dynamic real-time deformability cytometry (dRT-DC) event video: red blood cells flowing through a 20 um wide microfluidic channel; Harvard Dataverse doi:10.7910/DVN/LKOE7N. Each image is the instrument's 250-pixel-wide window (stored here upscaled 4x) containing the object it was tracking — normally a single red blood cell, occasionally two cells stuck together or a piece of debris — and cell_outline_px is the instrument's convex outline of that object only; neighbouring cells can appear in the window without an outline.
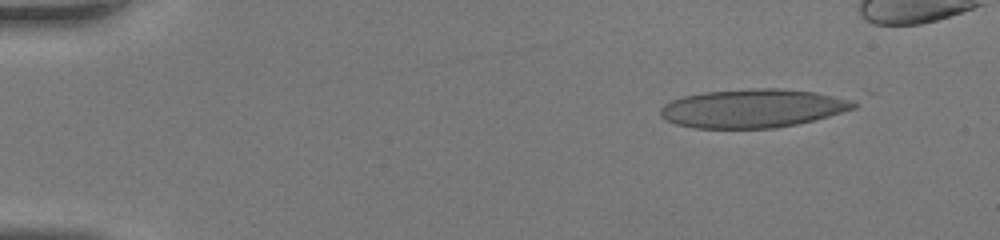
{"species": "human", "species_latin": "Homo sapiens", "temperature_condition": "room temperature", "stored_images_in_passage": 42, "camera_frame_rate_fps": 3000, "um_per_image_px": 0.085, "donor": {"sex": "female"}, "frame": {"image": 1, "passage_image": 5, "time_ms": 1.333, "image_size_px": [1000, 240], "cell_outline_px": [[876, 92], [856, 108], [816, 120], [776, 128], [692, 128], [676, 124], [664, 120], [660, 116], [660, 108], [664, 104], [672, 100], [684, 96], [704, 92], [752, 88], [864, 88]], "centroid_in_image_um": [64.7, 9.09], "position_along_channel_um": 20.3, "area_um2": 48.21}}
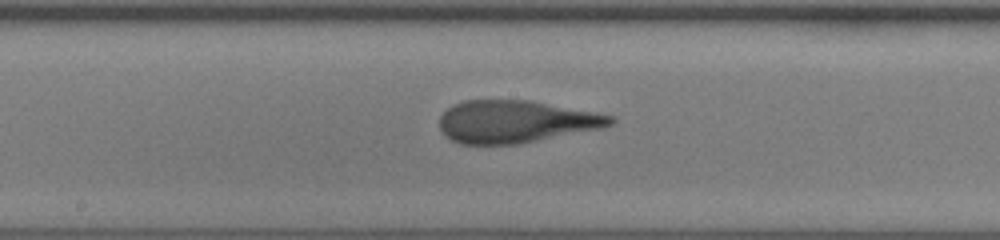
{"frame": {"image": 2, "passage_image": 25, "time_ms": 8.0, "image_size_px": [1000, 240], "cell_outline_px": [[616, 120], [612, 124], [604, 128], [516, 144], [460, 144], [444, 136], [440, 132], [440, 116], [448, 108], [464, 100], [528, 100], [592, 112], [612, 116]], "centroid_in_image_um": [43.8, 10.35], "position_along_channel_um": 204.4, "area_um2": 41.96}}
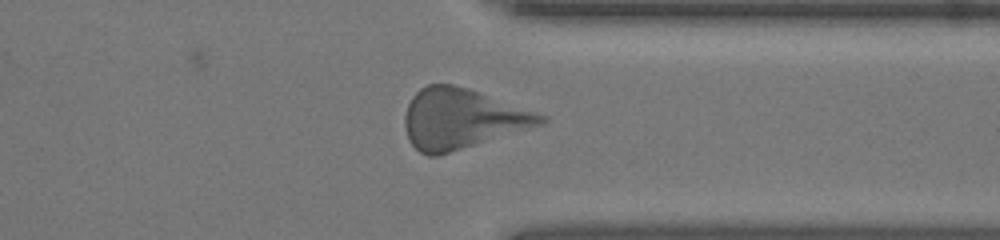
{"frame": {"image": 3, "passage_image": 36, "time_ms": 11.667, "image_size_px": [1000, 240], "cell_outline_px": [[548, 120], [544, 124], [440, 156], [428, 156], [420, 152], [408, 140], [404, 124], [404, 116], [408, 104], [412, 96], [420, 88], [428, 84], [452, 84], [468, 88], [548, 116]], "centroid_in_image_um": [39.25, 10.11], "position_along_channel_um": 372.1, "area_um2": 47.8}}